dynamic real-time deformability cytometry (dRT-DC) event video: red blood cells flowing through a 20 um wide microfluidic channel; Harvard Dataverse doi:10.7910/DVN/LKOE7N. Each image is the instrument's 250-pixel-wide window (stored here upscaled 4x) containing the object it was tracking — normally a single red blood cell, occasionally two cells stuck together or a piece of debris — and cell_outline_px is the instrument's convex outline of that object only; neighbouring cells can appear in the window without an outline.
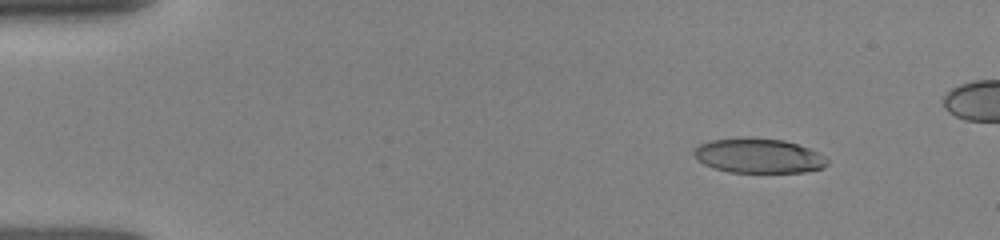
{"species": "human", "species_latin": "Homo sapiens", "temperature_condition": "room temperature", "stored_images_in_passage": 21, "camera_frame_rate_fps": 3000, "um_per_image_px": 0.085, "donor": {"sex": "female"}, "frame": {"image": 1, "passage_image": 7, "time_ms": 1.667, "image_size_px": [1000, 240], "cell_outline_px": [[828, 164], [824, 168], [804, 172], [728, 172], [712, 168], [696, 160], [692, 152], [700, 144], [708, 140], [784, 140], [808, 148], [824, 156], [828, 160]], "centroid_in_image_um": [64.47, 13.29], "position_along_channel_um": 20.5, "area_um2": 26.18}}
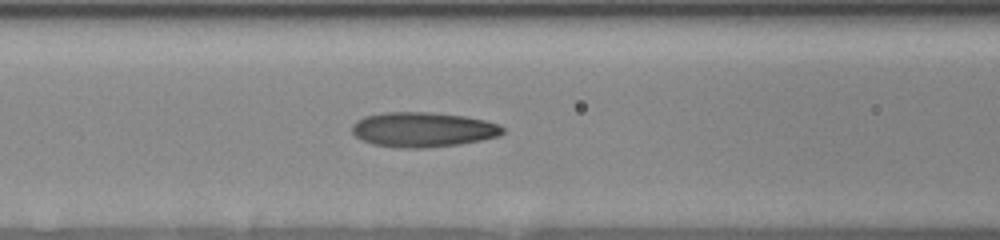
{"frame": {"image": 2, "passage_image": 21, "time_ms": 6.667, "image_size_px": [1000, 240], "cell_outline_px": [[504, 132], [500, 136], [480, 140], [456, 144], [420, 148], [404, 148], [372, 144], [356, 136], [352, 132], [352, 124], [356, 120], [364, 116], [384, 112], [428, 112], [464, 116], [484, 120], [500, 124], [504, 128]], "centroid_in_image_um": [35.94, 11.0], "position_along_channel_um": 130.7, "area_um2": 30.46}}